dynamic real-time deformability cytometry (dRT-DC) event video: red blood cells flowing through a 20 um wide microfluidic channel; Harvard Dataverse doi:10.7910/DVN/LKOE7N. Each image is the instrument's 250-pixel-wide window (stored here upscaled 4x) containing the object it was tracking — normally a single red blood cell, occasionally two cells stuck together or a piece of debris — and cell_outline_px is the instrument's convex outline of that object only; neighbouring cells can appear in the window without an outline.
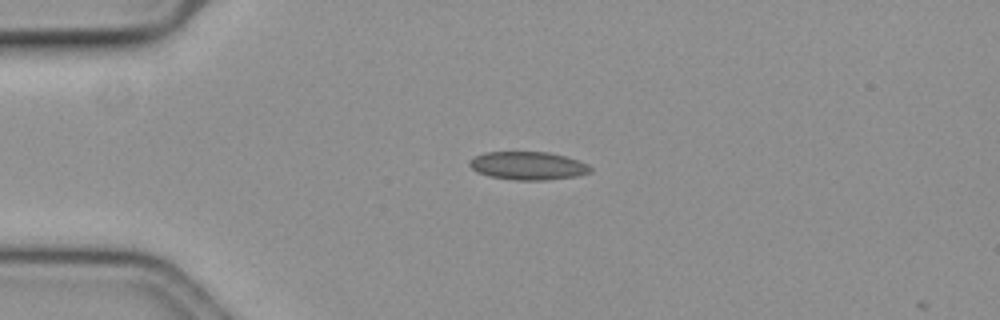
{"species": "common noctule bat (a hibernating species)", "species_latin": "Nyctalus noctula", "temperature_condition": "cold", "stored_images_in_passage": 2, "camera_frame_rate_fps": 3000, "um_per_image_px": 0.085, "animal": {"sex": "female", "body_mass_g": 19.3, "forearm_length_mm": 54.1}, "frame": {"image": 1, "passage_image": 1, "time_ms": 0.0, "image_size_px": [1000, 320], "cell_outline_px": [[592, 172], [576, 176], [548, 180], [516, 180], [488, 176], [476, 172], [468, 164], [468, 160], [484, 152], [548, 152], [564, 156], [588, 164], [592, 168]], "centroid_in_image_um": [44.86, 14.09], "position_along_channel_um": 40.1, "area_um2": 19.88}}